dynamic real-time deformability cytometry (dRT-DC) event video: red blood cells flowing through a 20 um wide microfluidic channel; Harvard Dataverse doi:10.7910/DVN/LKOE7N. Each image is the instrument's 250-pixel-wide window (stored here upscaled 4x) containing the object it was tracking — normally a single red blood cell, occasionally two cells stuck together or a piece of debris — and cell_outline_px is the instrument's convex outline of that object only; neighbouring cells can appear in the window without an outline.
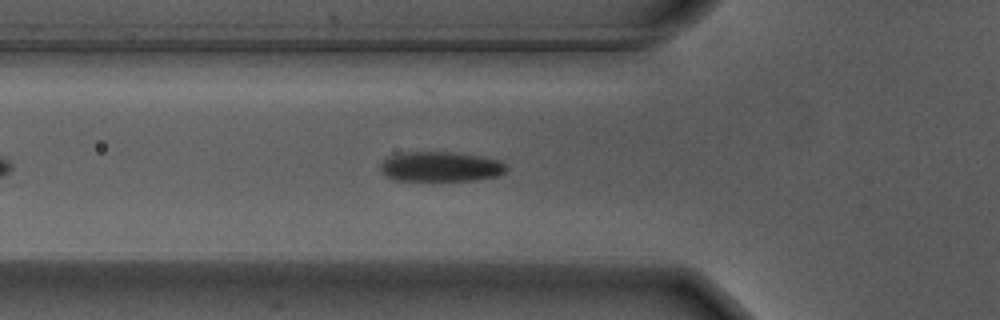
{"species": "Egyptian fruit bat (a non-hibernating species)", "species_latin": "Rousettus aegyptiacus", "temperature_condition": "warm", "stored_images_in_passage": 30, "camera_frame_rate_fps": 3000, "um_per_image_px": 0.085, "animal": {"sex": "male"}, "frame": {"image": 1, "passage_image": 9, "time_ms": 2.667, "image_size_px": [1000, 320], "cell_outline_px": [[508, 168], [500, 176], [476, 180], [396, 180], [380, 172], [380, 160], [388, 156], [400, 152], [452, 152], [484, 156], [500, 160]], "centroid_in_image_um": [37.45, 14.15], "position_along_channel_um": 88.4, "area_um2": 22.25}}
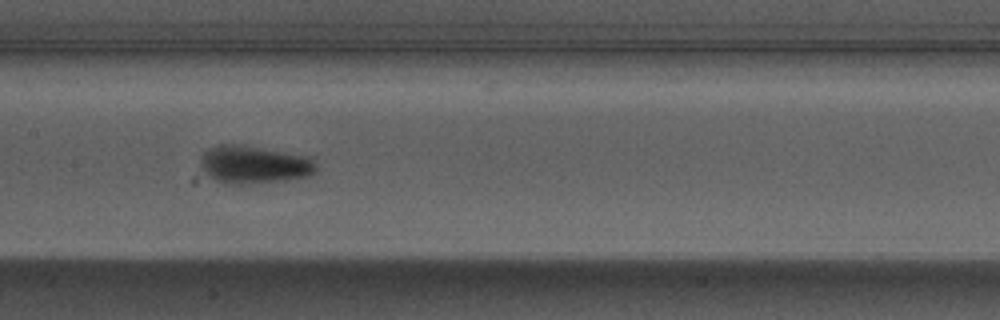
{"frame": {"image": 2, "passage_image": 17, "time_ms": 5.333, "image_size_px": [1000, 320], "cell_outline_px": [[316, 172], [312, 176], [284, 180], [248, 184], [224, 184], [208, 176], [204, 172], [200, 164], [200, 160], [204, 152], [208, 148], [220, 144], [244, 144], [316, 156]], "centroid_in_image_um": [21.67, 13.97], "position_along_channel_um": 185.7, "area_um2": 26.47}}
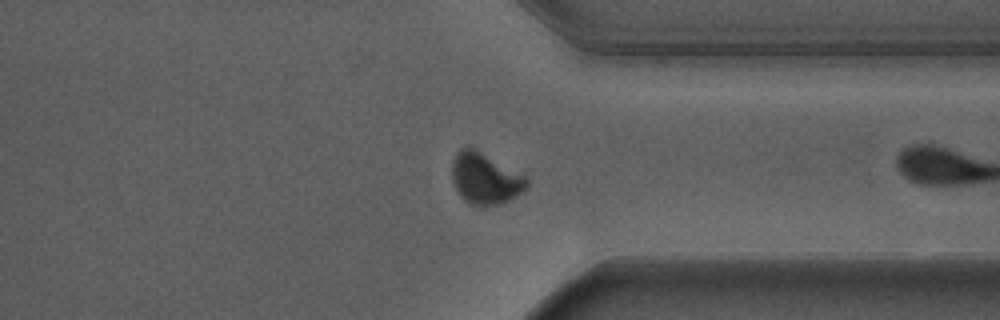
{"frame": {"image": 3, "passage_image": 29, "time_ms": 9.333, "image_size_px": [1000, 320], "cell_outline_px": [[528, 188], [516, 196], [508, 200], [484, 208], [480, 208], [468, 204], [460, 196], [452, 180], [452, 160], [456, 152], [460, 148], [468, 144], [476, 148], [524, 176], [528, 180]], "centroid_in_image_um": [41.19, 15.17], "position_along_channel_um": 370.2, "area_um2": 22.72}}